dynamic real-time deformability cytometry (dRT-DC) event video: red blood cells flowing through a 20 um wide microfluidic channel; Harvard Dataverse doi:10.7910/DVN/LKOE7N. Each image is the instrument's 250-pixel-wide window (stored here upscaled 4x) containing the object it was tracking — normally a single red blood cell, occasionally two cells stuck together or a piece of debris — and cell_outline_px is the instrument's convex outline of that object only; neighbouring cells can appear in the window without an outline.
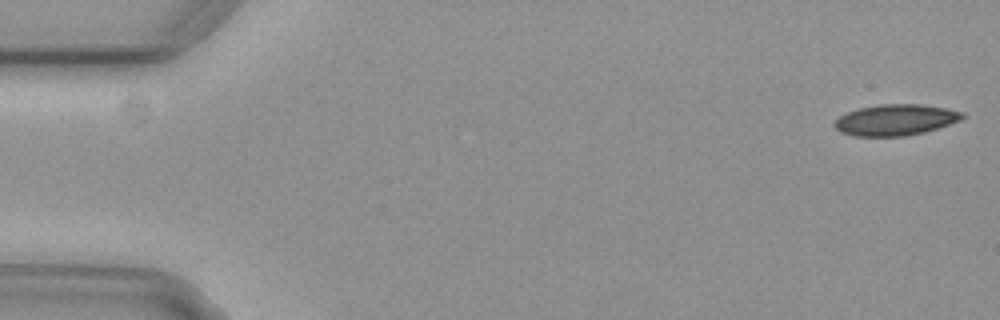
{"species": "common noctule bat (a hibernating species)", "species_latin": "Nyctalus noctula", "temperature_condition": "cold", "stored_images_in_passage": 51, "camera_frame_rate_fps": 3000, "um_per_image_px": 0.085, "animal": {"sex": "female", "body_mass_g": 29.2, "forearm_length_mm": 56.3}, "frame": {"image": 1, "passage_image": 1, "time_ms": 0.0, "image_size_px": [1000, 320], "cell_outline_px": [[968, 116], [960, 120], [924, 132], [904, 136], [856, 136], [840, 132], [832, 124], [840, 116], [848, 112], [860, 108], [880, 104], [920, 104], [948, 108], [964, 112]], "centroid_in_image_um": [76.15, 10.18], "position_along_channel_um": 8.9, "area_um2": 23.12}}
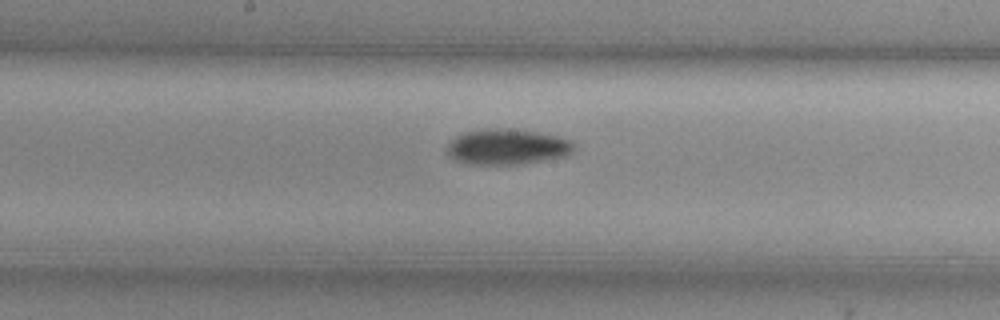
{"frame": {"image": 2, "passage_image": 28, "time_ms": 9.0, "image_size_px": [1000, 320], "cell_outline_px": [[576, 148], [572, 152], [564, 156], [544, 160], [520, 164], [464, 164], [448, 156], [448, 144], [456, 136], [464, 132], [488, 128], [512, 128], [560, 136], [572, 140], [576, 144]], "centroid_in_image_um": [43.14, 12.47], "position_along_channel_um": 205.1, "area_um2": 26.59}}
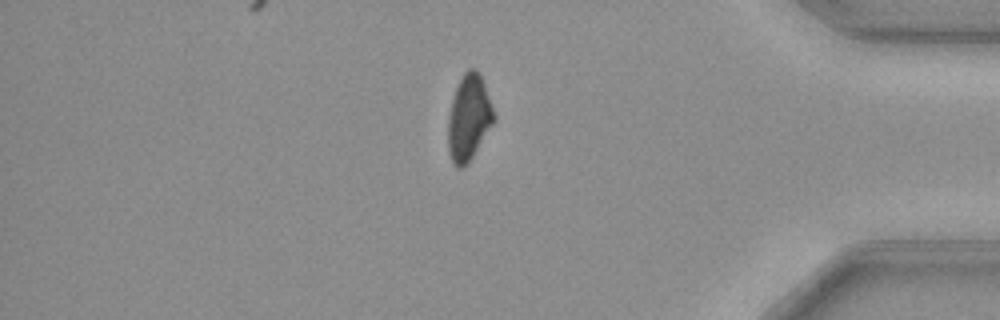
{"frame": {"image": 3, "passage_image": 46, "time_ms": 15.0, "image_size_px": [1000, 320], "cell_outline_px": [[496, 120], [472, 156], [460, 168], [456, 168], [452, 160], [448, 148], [448, 116], [452, 100], [456, 88], [464, 72], [468, 68], [476, 68], [480, 72], [496, 116]], "centroid_in_image_um": [39.86, 9.96], "position_along_channel_um": 395.3, "area_um2": 22.72}, "authors_computed_cell_mechanics": {"area_um2": 24.0448, "velocity_mm_per_s": 3.727, "shape_relaxation_time_tau1_ms": 6.9789, "shape_relaxation_time_tau2_ms": null, "deformation_change_tau1": 0.1318, "deformation_change_tau2": null}}